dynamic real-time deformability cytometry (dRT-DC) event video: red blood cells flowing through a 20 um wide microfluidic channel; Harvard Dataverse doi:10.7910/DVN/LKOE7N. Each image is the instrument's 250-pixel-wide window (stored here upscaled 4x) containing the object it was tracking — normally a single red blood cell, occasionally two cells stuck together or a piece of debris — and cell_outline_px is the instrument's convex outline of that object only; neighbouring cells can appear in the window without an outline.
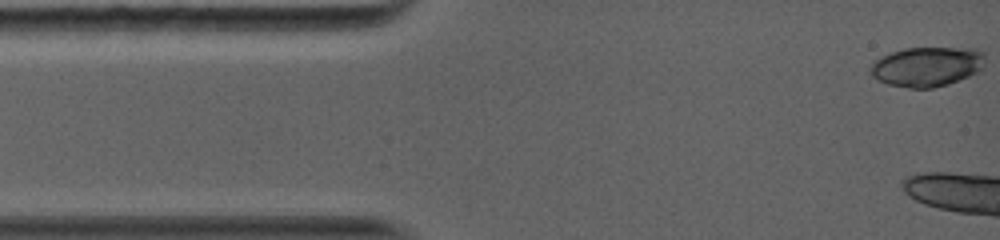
{"species": "common noctule bat (a hibernating species)", "species_latin": "Nyctalus noctula", "temperature_condition": "warm", "stored_images_in_passage": 15, "camera_frame_rate_fps": 5000, "um_per_image_px": 0.085, "animal": {"sex": "female", "body_mass_g": 19.0, "forearm_length_mm": 56.7}, "frame": {"image": 1, "passage_image": 1, "time_ms": 0.0, "image_size_px": [1000, 240], "cell_outline_px": [[984, 64], [980, 72], [948, 84], [932, 88], [908, 88], [888, 84], [876, 80], [872, 76], [868, 68], [880, 56], [904, 48], [976, 48], [984, 52]], "centroid_in_image_um": [78.79, 5.66], "position_along_channel_um": 6.2, "area_um2": 26.82}}